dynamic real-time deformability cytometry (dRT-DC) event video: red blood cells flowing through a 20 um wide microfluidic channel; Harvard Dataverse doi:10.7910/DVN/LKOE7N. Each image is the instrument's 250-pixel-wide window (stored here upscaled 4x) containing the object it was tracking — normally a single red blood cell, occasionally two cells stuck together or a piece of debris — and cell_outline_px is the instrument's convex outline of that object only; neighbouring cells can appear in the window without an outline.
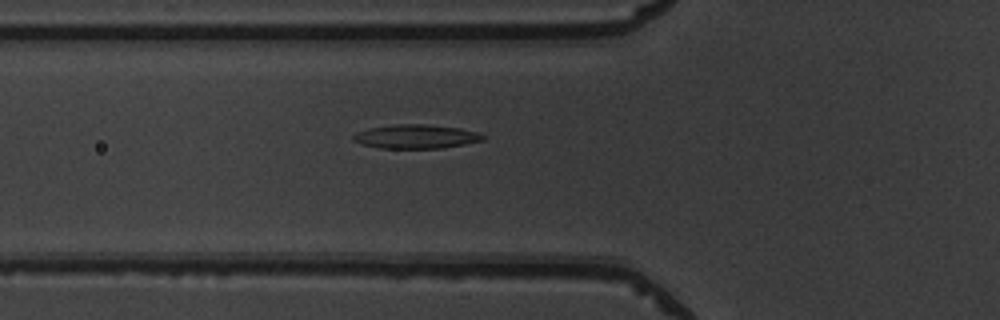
{"species": "common noctule bat (a hibernating species)", "species_latin": "Nyctalus noctula", "temperature_condition": "warm", "stored_images_in_passage": 40, "camera_frame_rate_fps": 3000, "um_per_image_px": 0.085, "animal": {"sex": "male", "body_mass_g": 19.5, "forearm_length_mm": 54.6}, "frame": {"image": 1, "passage_image": 12, "time_ms": 3.667, "image_size_px": [1000, 320], "cell_outline_px": [[488, 136], [484, 140], [464, 144], [440, 148], [380, 148], [360, 144], [352, 140], [352, 136], [356, 132], [368, 128], [396, 124], [428, 124], [460, 128], [480, 132]], "centroid_in_image_um": [35.38, 11.6], "position_along_channel_um": 90.4, "area_um2": 18.32}}
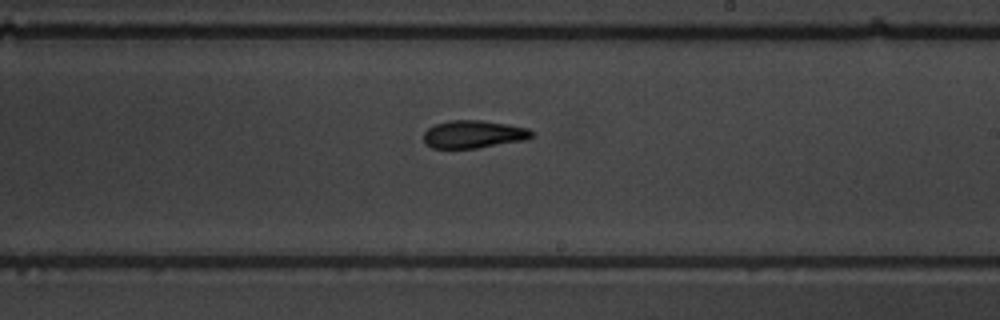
{"frame": {"image": 2, "passage_image": 24, "time_ms": 7.667, "image_size_px": [1000, 320], "cell_outline_px": [[536, 136], [524, 140], [476, 148], [432, 148], [424, 140], [424, 132], [428, 128], [436, 124], [448, 120], [480, 120], [528, 128], [536, 132]], "centroid_in_image_um": [40.28, 11.41], "position_along_channel_um": 248.7, "area_um2": 17.4}}
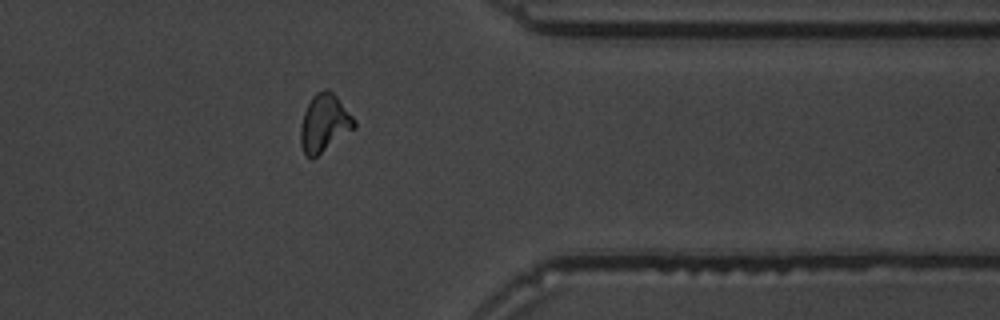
{"frame": {"image": 3, "passage_image": 35, "time_ms": 11.333, "image_size_px": [1000, 320], "cell_outline_px": [[356, 128], [312, 160], [304, 152], [300, 144], [300, 128], [304, 112], [312, 96], [316, 92], [324, 88], [328, 88], [336, 96], [356, 120]], "centroid_in_image_um": [27.57, 10.47], "position_along_channel_um": 383.8, "area_um2": 18.21}}